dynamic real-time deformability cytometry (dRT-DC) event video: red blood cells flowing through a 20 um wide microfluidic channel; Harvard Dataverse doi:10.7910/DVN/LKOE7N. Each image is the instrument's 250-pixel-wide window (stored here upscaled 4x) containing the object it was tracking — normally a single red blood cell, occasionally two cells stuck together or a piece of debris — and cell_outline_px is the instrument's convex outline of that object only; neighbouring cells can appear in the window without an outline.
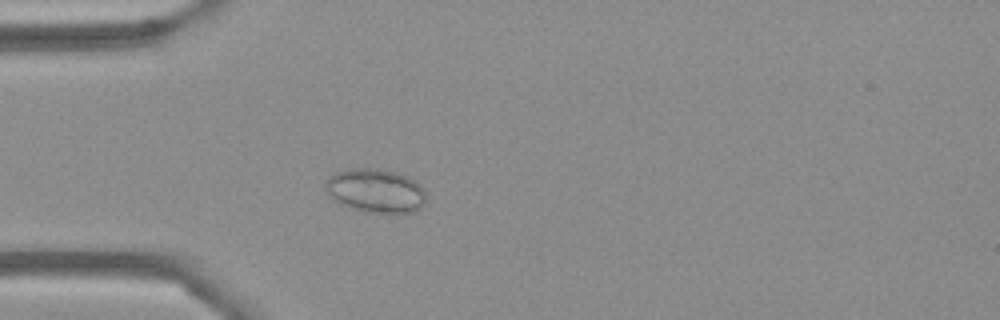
{"species": "Egyptian fruit bat (a non-hibernating species)", "species_latin": "Rousettus aegyptiacus", "temperature_condition": "cold", "stored_images_in_passage": 52, "camera_frame_rate_fps": 3000, "um_per_image_px": 0.085, "frame": {"image": 1, "passage_image": 13, "time_ms": 4.0, "image_size_px": [1000, 320], "cell_outline_px": [[424, 204], [420, 208], [412, 212], [364, 212], [352, 208], [336, 200], [324, 188], [324, 184], [328, 176], [336, 172], [352, 168], [384, 168], [396, 172], [420, 184], [424, 192]], "centroid_in_image_um": [31.9, 16.18], "position_along_channel_um": 53.1, "area_um2": 25.43}}
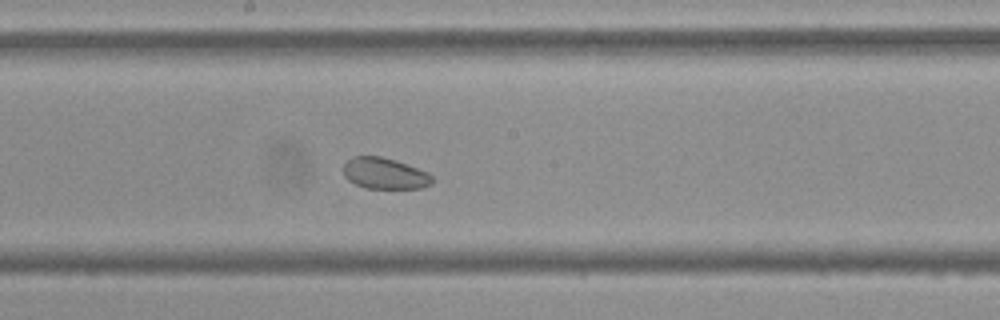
{"frame": {"image": 2, "passage_image": 27, "time_ms": 8.667, "image_size_px": [1000, 320], "cell_outline_px": [[432, 184], [420, 188], [368, 188], [356, 184], [348, 180], [344, 176], [344, 164], [352, 156], [380, 156], [396, 160], [428, 172], [432, 176]], "centroid_in_image_um": [32.7, 14.73], "position_along_channel_um": 215.5, "area_um2": 16.07}}
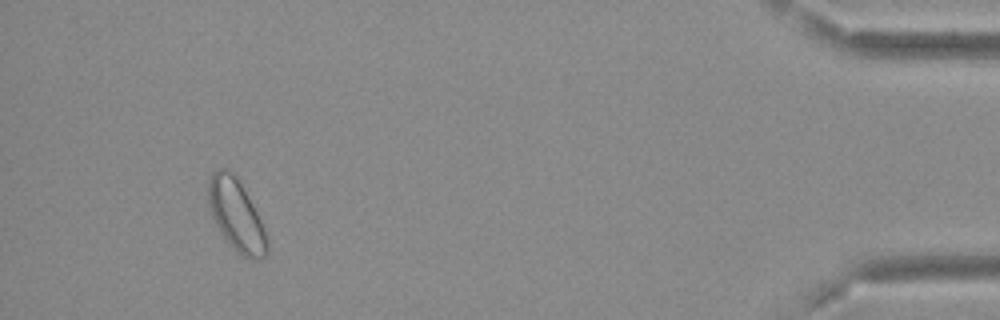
{"frame": {"image": 3, "passage_image": 49, "time_ms": 16.0, "image_size_px": [1000, 320], "cell_outline_px": [[268, 248], [264, 256], [252, 260], [244, 256], [224, 236], [208, 212], [208, 184], [212, 172], [216, 168], [224, 168], [232, 172], [236, 176], [252, 204], [264, 228], [268, 240]], "centroid_in_image_um": [20.05, 18.24], "position_along_channel_um": 415.1, "area_um2": 23.93}, "authors_computed_cell_mechanics": {"area_um2": 20.4612, "velocity_mm_per_s": 3.6483, "shape_relaxation_time_tau1_ms": 0.9751, "shape_relaxation_time_tau2_ms": 5.9606, "deformation_change_tau1": null, "deformation_change_tau2": 0.081}}